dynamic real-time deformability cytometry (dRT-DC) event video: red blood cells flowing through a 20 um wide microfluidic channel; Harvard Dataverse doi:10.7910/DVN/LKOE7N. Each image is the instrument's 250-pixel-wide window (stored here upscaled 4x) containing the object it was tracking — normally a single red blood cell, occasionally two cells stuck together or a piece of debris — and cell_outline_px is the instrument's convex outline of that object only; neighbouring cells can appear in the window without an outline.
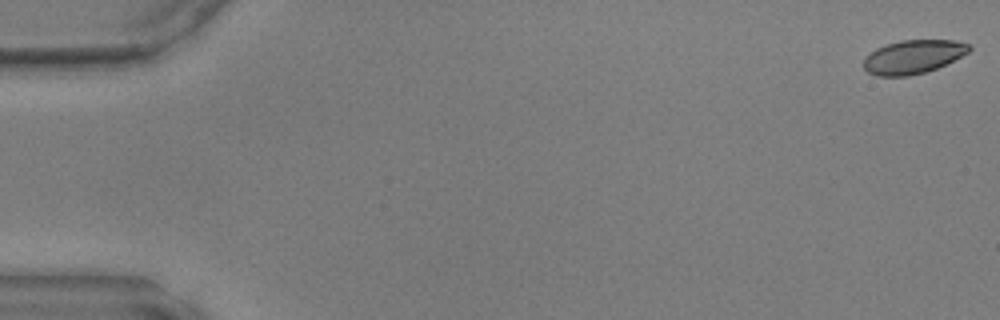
{"species": "common noctule bat (a hibernating species)", "species_latin": "Nyctalus noctula", "temperature_condition": "warm", "stored_images_in_passage": 6, "camera_frame_rate_fps": 3000, "um_per_image_px": 0.085, "animal": {"sex": "male", "body_mass_g": 17.9, "forearm_length_mm": 54.2}, "frame": {"image": 1, "passage_image": 1, "time_ms": 0.0, "image_size_px": [1000, 320], "cell_outline_px": [[972, 48], [968, 52], [936, 68], [924, 72], [908, 76], [876, 76], [868, 72], [864, 68], [864, 60], [876, 48], [900, 40], [952, 40], [968, 44]], "centroid_in_image_um": [77.6, 4.83], "position_along_channel_um": 7.4, "area_um2": 20.29}}